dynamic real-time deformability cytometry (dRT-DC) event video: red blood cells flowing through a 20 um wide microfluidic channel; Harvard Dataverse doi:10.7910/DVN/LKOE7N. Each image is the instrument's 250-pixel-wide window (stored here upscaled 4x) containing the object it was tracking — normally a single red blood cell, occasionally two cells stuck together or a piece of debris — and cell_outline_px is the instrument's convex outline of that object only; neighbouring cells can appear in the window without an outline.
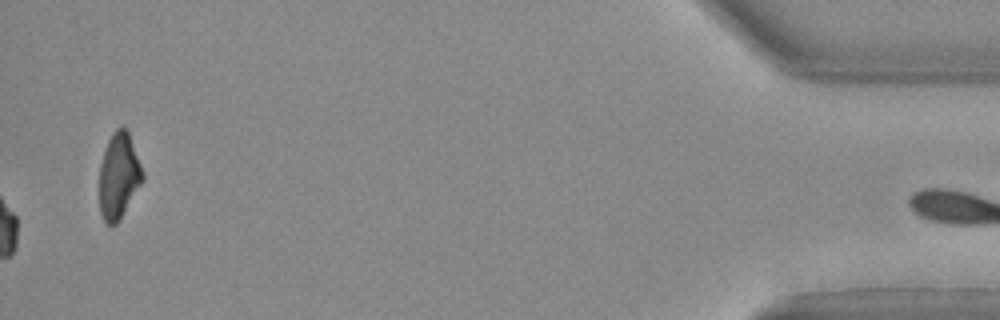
{"species": "Egyptian fruit bat (a non-hibernating species)", "species_latin": "Rousettus aegyptiacus", "temperature_condition": "warm", "stored_images_in_passage": 39, "camera_frame_rate_fps": 3000, "um_per_image_px": 0.085, "animal": {"sex": "female"}, "frame": {"image": 1, "passage_image": 39, "time_ms": 12.667, "image_size_px": [1000, 320], "cell_outline_px": [[144, 180], [120, 220], [116, 224], [108, 224], [104, 220], [100, 212], [100, 164], [108, 140], [112, 132], [116, 128], [124, 128], [128, 132], [144, 172]], "centroid_in_image_um": [10.11, 14.97], "position_along_channel_um": 425.1, "area_um2": 21.5}}